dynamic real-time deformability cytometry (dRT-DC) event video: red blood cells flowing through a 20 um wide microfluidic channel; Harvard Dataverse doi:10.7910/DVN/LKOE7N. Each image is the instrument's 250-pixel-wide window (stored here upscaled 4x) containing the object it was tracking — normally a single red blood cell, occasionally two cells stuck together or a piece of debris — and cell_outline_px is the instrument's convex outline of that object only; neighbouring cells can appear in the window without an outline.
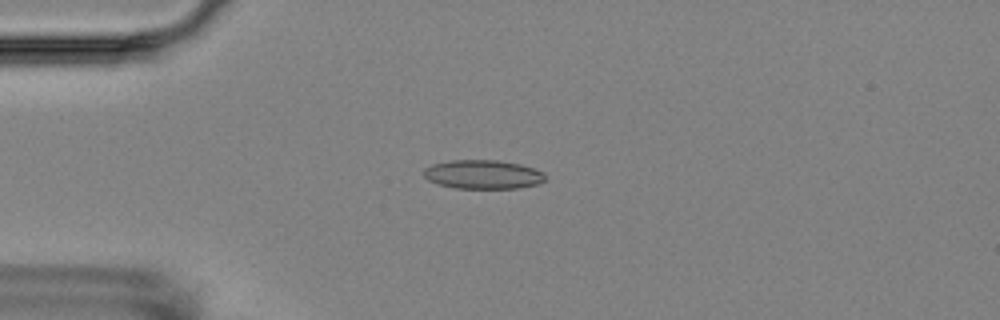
{"species": "Egyptian fruit bat (a non-hibernating species)", "species_latin": "Rousettus aegyptiacus", "temperature_condition": "room temperature", "stored_images_in_passage": 4, "camera_frame_rate_fps": 3000, "um_per_image_px": 0.085, "animal": {"sex": "female"}, "frame": {"image": 1, "passage_image": 4, "time_ms": 3.667, "image_size_px": [1000, 320], "cell_outline_px": [[548, 180], [540, 184], [520, 188], [452, 188], [436, 184], [428, 180], [424, 176], [424, 168], [432, 164], [452, 160], [496, 160], [520, 164], [544, 172]], "centroid_in_image_um": [41.08, 14.84], "position_along_channel_um": 43.9, "area_um2": 20.75}}